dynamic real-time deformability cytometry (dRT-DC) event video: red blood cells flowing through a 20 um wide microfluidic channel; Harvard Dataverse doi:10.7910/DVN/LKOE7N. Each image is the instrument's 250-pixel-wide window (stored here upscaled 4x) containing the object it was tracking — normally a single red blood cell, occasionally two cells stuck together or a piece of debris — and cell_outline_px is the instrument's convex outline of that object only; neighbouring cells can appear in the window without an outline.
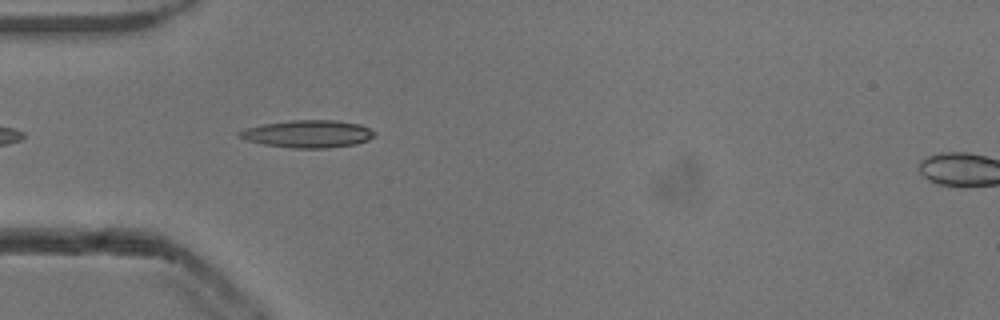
{"species": "common noctule bat (a hibernating species)", "species_latin": "Nyctalus noctula", "temperature_condition": "cold", "stored_images_in_passage": 40, "camera_frame_rate_fps": 3000, "um_per_image_px": 0.085, "animal": {"sex": "male", "body_mass_g": 13.3}, "frame": {"image": 1, "passage_image": 3, "time_ms": 0.667, "image_size_px": [1000, 320], "cell_outline_px": [[376, 136], [368, 140], [356, 144], [332, 148], [292, 148], [264, 144], [244, 140], [236, 132], [244, 128], [264, 124], [292, 120], [336, 120], [360, 124], [376, 132]], "centroid_in_image_um": [26.19, 11.38], "position_along_channel_um": 58.8, "area_um2": 21.79}}
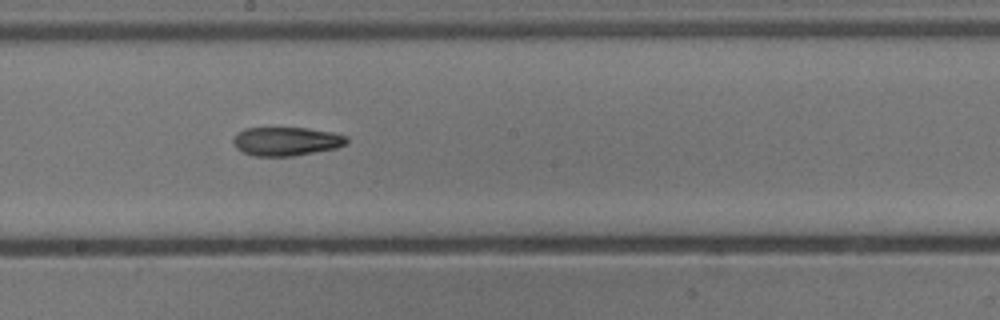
{"frame": {"image": 2, "passage_image": 16, "time_ms": 5.0, "image_size_px": [1000, 320], "cell_outline_px": [[348, 144], [336, 148], [292, 156], [256, 156], [244, 152], [236, 148], [232, 140], [236, 132], [244, 128], [308, 128], [332, 132], [348, 136]], "centroid_in_image_um": [24.34, 12.0], "position_along_channel_um": 223.9, "area_um2": 19.07}}
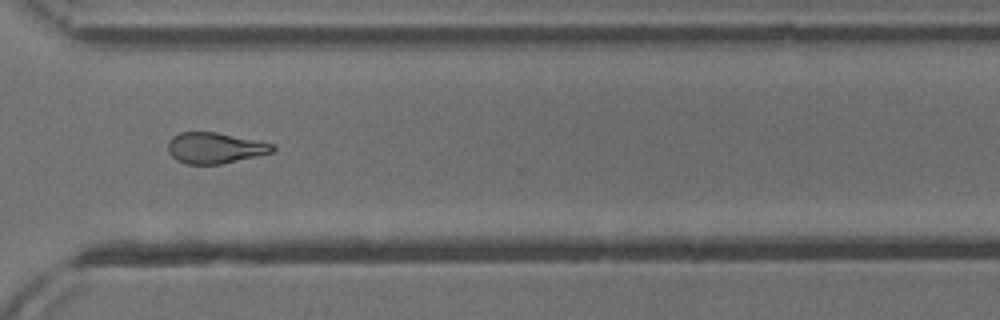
{"frame": {"image": 3, "passage_image": 26, "time_ms": 8.333, "image_size_px": [1000, 320], "cell_outline_px": [[276, 148], [272, 152], [256, 156], [220, 164], [188, 164], [176, 160], [168, 152], [168, 140], [172, 136], [180, 132], [216, 132], [276, 144]], "centroid_in_image_um": [18.26, 12.57], "position_along_channel_um": 352.3, "area_um2": 18.84}, "authors_computed_cell_mechanics": {"area_um2": 19.6231, "velocity_mm_per_s": 3.8614, "shape_relaxation_time_tau1_ms": 5.1906, "shape_relaxation_time_tau2_ms": 6.0962, "deformation_change_tau1": 0.1607, "deformation_change_tau2": 0.1706}}